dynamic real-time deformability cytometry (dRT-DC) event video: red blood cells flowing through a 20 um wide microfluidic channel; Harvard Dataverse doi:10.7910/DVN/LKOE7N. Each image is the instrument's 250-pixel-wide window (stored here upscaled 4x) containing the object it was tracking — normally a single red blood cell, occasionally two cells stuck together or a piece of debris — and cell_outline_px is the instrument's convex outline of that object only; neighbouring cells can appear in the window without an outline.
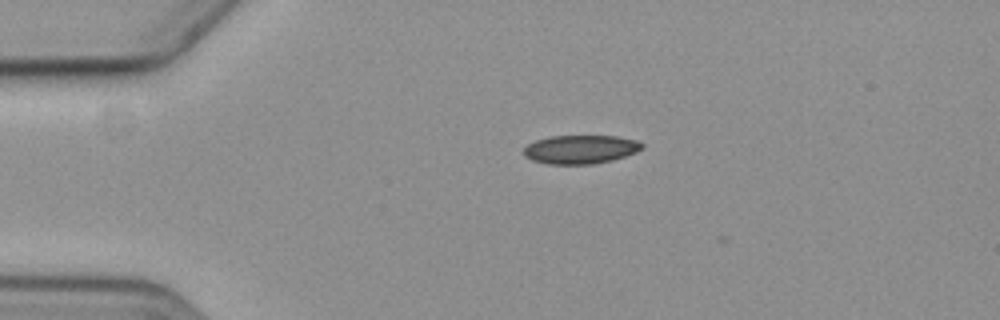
{"species": "common noctule bat (a hibernating species)", "species_latin": "Nyctalus noctula", "temperature_condition": "cold", "stored_images_in_passage": 3, "camera_frame_rate_fps": 3000, "um_per_image_px": 0.085, "animal": {"sex": "female", "body_mass_g": 19.3, "forearm_length_mm": 54.1}, "frame": {"image": 1, "passage_image": 1, "time_ms": 0.0, "image_size_px": [1000, 320], "cell_outline_px": [[644, 148], [636, 152], [612, 160], [592, 164], [548, 164], [532, 160], [524, 156], [524, 148], [528, 144], [536, 140], [548, 136], [616, 136], [636, 140], [644, 144]], "centroid_in_image_um": [49.34, 12.69], "position_along_channel_um": 35.7, "area_um2": 19.77}}
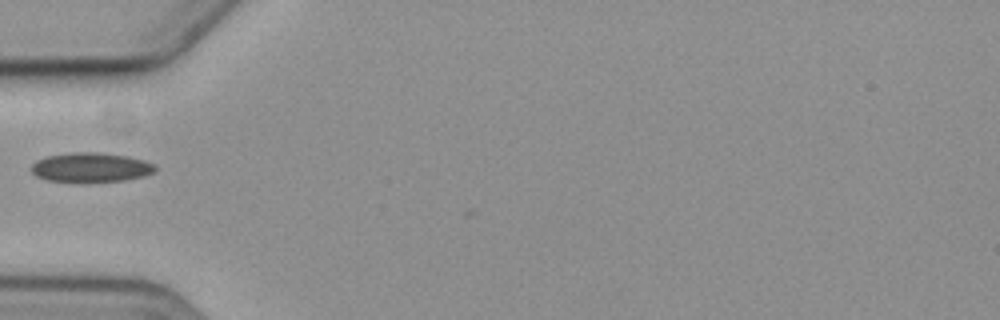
{"frame": {"image": 2, "passage_image": 3, "time_ms": 2.333, "image_size_px": [1000, 320], "cell_outline_px": [[156, 172], [144, 176], [124, 180], [80, 184], [48, 180], [36, 176], [32, 172], [32, 164], [36, 160], [48, 156], [72, 152], [100, 152], [128, 156], [144, 160], [156, 164]], "centroid_in_image_um": [7.74, 14.25], "position_along_channel_um": 77.3, "area_um2": 21.91}}